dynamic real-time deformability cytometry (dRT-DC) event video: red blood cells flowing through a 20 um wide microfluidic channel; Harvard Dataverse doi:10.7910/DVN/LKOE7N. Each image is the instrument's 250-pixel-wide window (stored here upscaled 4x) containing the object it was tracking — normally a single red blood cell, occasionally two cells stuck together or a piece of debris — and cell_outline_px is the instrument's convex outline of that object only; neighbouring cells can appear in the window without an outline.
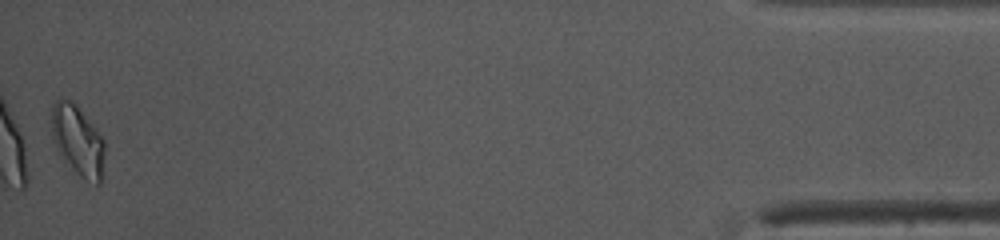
{"species": "common noctule bat (a hibernating species)", "species_latin": "Nyctalus noctula", "temperature_condition": "warm", "stored_images_in_passage": 37, "camera_frame_rate_fps": 3000, "um_per_image_px": 0.085, "animal": {"sex": "female", "body_mass_g": 10.0, "forearm_length_mm": 53.1}, "frame": {"image": 1, "passage_image": 37, "time_ms": 12.0, "image_size_px": [1000, 240], "cell_outline_px": [[104, 152], [100, 184], [96, 184], [80, 176], [60, 156], [52, 140], [52, 104], [60, 96], [76, 104], [104, 140]], "centroid_in_image_um": [6.57, 11.92], "position_along_channel_um": 428.6, "area_um2": 21.5}, "authors_computed_cell_mechanics": {"area_um2": 17.629, "velocity_mm_per_s": 4.1025, "shape_relaxation_time_tau1_ms": 2.4468, "shape_relaxation_time_tau2_ms": 3.4978, "deformation_change_tau1": 0.1133, "deformation_change_tau2": 0.0876}}